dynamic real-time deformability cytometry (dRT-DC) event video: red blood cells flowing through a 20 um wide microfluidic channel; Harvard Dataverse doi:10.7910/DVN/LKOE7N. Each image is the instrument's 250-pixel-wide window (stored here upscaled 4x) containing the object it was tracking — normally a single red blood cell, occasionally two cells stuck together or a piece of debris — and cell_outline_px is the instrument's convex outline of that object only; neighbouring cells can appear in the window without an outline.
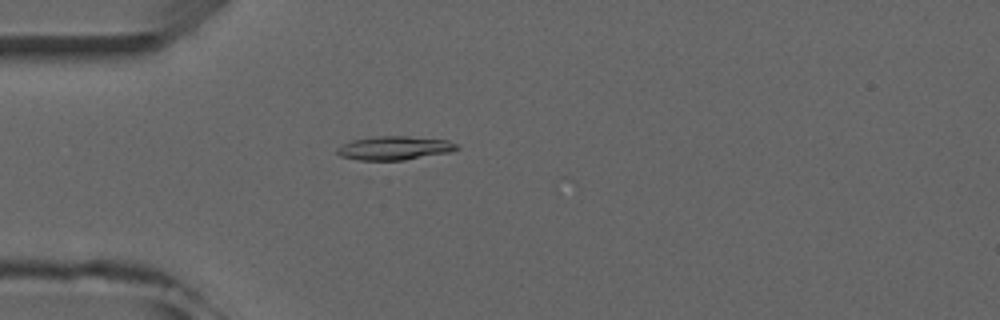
{"species": "common noctule bat (a hibernating species)", "species_latin": "Nyctalus noctula", "temperature_condition": "room temperature", "stored_images_in_passage": 2, "camera_frame_rate_fps": 3000, "um_per_image_px": 0.085, "animal": {"sex": "male", "forearm_length_mm": 52.5}, "frame": {"image": 1, "passage_image": 2, "time_ms": 1.333, "image_size_px": [1000, 320], "cell_outline_px": [[460, 148], [452, 152], [404, 160], [368, 164], [340, 156], [336, 152], [336, 148], [352, 140], [376, 136], [404, 136], [448, 140], [456, 144]], "centroid_in_image_um": [33.46, 12.64], "position_along_channel_um": 51.5, "area_um2": 17.34}}